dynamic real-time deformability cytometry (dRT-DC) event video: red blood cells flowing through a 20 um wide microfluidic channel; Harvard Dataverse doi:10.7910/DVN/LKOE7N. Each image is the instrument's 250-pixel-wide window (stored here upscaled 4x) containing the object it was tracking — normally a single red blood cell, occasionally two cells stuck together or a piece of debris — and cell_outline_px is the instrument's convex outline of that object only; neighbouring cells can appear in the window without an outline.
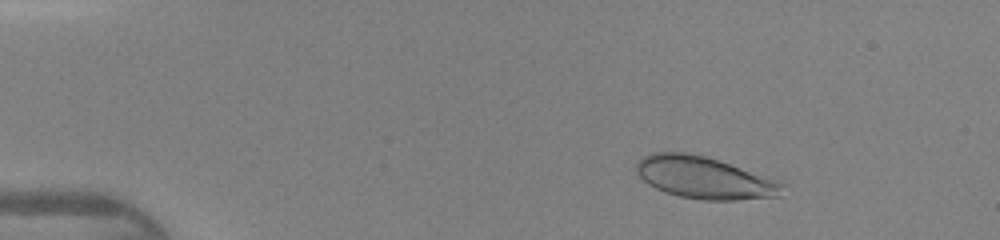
{"species": "human", "species_latin": "Homo sapiens", "temperature_condition": "warm", "stored_images_in_passage": 43, "camera_frame_rate_fps": 3000, "um_per_image_px": 0.085, "donor": {"sex": "female"}, "frame": {"image": 1, "passage_image": 5, "time_ms": 1.333, "image_size_px": [1000, 240], "cell_outline_px": [[788, 184], [780, 196], [736, 200], [704, 200], [680, 196], [656, 188], [648, 184], [636, 172], [636, 164], [644, 156], [652, 152], [684, 152], [704, 156], [772, 176], [784, 180]], "centroid_in_image_um": [60.0, 15.1], "position_along_channel_um": 25.0, "area_um2": 36.18}}
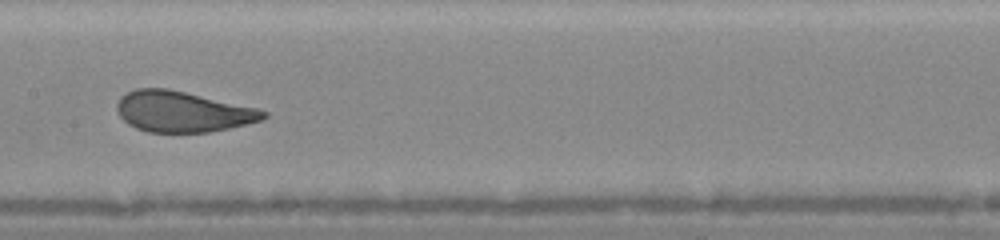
{"frame": {"image": 2, "passage_image": 22, "time_ms": 7.0, "image_size_px": [1000, 240], "cell_outline_px": [[268, 116], [260, 120], [228, 128], [208, 132], [148, 132], [136, 128], [128, 124], [120, 116], [116, 108], [116, 104], [120, 96], [124, 92], [136, 88], [168, 88], [260, 108], [268, 112]], "centroid_in_image_um": [15.5, 9.47], "position_along_channel_um": 191.9, "area_um2": 34.97}}
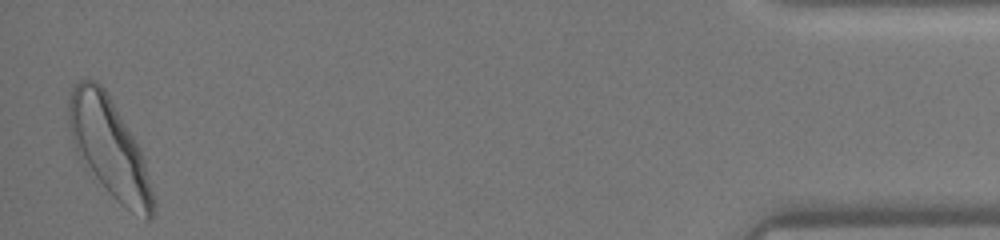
{"frame": {"image": 3, "passage_image": 43, "time_ms": 14.0, "image_size_px": [1000, 240], "cell_outline_px": [[156, 204], [152, 220], [144, 220], [116, 200], [112, 196], [84, 164], [76, 148], [68, 124], [68, 100], [72, 88], [80, 80], [96, 80], [104, 88], [136, 140], [140, 148], [156, 200]], "centroid_in_image_um": [9.33, 12.58], "position_along_channel_um": 425.9, "area_um2": 48.03}}